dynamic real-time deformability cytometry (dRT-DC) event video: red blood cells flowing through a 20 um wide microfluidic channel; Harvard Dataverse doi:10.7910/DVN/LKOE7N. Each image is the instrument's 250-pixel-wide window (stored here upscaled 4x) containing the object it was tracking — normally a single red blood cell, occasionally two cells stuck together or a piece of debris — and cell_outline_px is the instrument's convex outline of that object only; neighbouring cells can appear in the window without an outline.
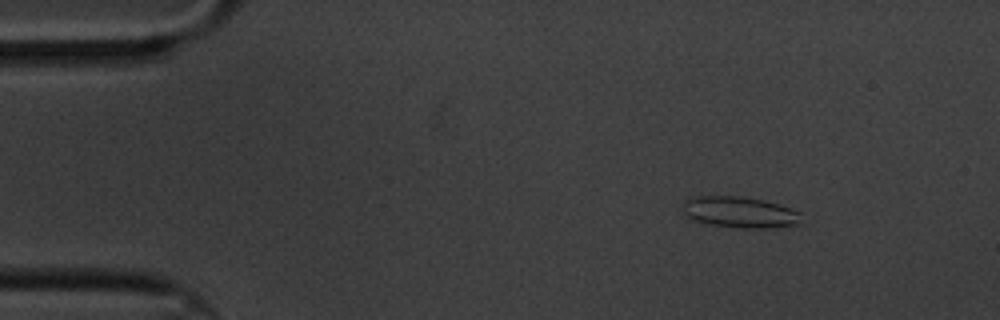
{"species": "common noctule bat (a hibernating species)", "species_latin": "Nyctalus noctula", "temperature_condition": "cold", "stored_images_in_passage": 53, "camera_frame_rate_fps": 3000, "um_per_image_px": 0.085, "animal": {"sex": "male", "body_mass_g": 20.1, "forearm_length_mm": 53.5}, "frame": {"image": 1, "passage_image": 1, "time_ms": 0.0, "image_size_px": [1000, 320], "cell_outline_px": [[804, 224], [768, 228], [740, 228], [708, 224], [696, 220], [688, 216], [684, 212], [684, 200], [688, 196], [700, 192], [740, 196], [764, 200], [780, 204], [800, 212]], "centroid_in_image_um": [62.85, 17.99], "position_along_channel_um": 22.1, "area_um2": 22.54}}
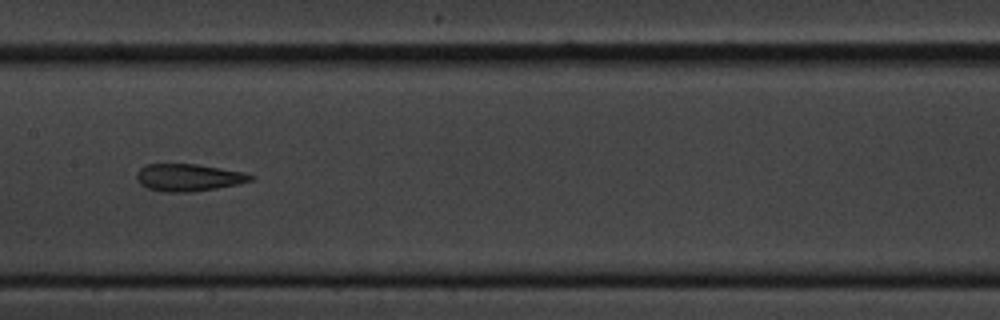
{"frame": {"image": 2, "passage_image": 23, "time_ms": 7.333, "image_size_px": [1000, 320], "cell_outline_px": [[256, 176], [252, 180], [236, 184], [216, 188], [192, 192], [168, 192], [148, 188], [140, 184], [136, 176], [136, 172], [140, 168], [148, 164], [196, 164], [244, 172]], "centroid_in_image_um": [16.02, 15.08], "position_along_channel_um": 191.4, "area_um2": 17.98}}
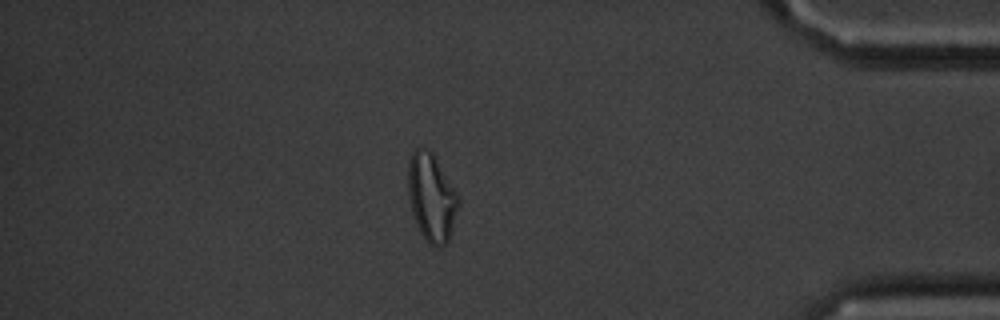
{"frame": {"image": 3, "passage_image": 45, "time_ms": 14.667, "image_size_px": [1000, 320], "cell_outline_px": [[460, 204], [448, 240], [440, 248], [428, 244], [420, 232], [412, 212], [408, 188], [408, 164], [412, 152], [420, 144], [432, 152], [456, 192], [460, 200]], "centroid_in_image_um": [36.67, 16.77], "position_along_channel_um": 398.5, "area_um2": 25.61}, "authors_computed_cell_mechanics": {"area_um2": 18.9006, "velocity_mm_per_s": 3.3088, "shape_relaxation_time_tau1_ms": null, "shape_relaxation_time_tau2_ms": 2.63, "deformation_change_tau1": null, "deformation_change_tau2": 0.1017}}